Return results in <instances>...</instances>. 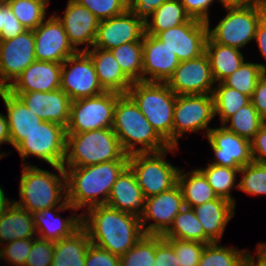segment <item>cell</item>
<instances>
[{"mask_svg":"<svg viewBox=\"0 0 266 266\" xmlns=\"http://www.w3.org/2000/svg\"><path fill=\"white\" fill-rule=\"evenodd\" d=\"M128 166L129 161H109L84 167H63L68 203L84 211L106 204L113 184Z\"/></svg>","mask_w":266,"mask_h":266,"instance_id":"7a4b0ae2","label":"cell"},{"mask_svg":"<svg viewBox=\"0 0 266 266\" xmlns=\"http://www.w3.org/2000/svg\"><path fill=\"white\" fill-rule=\"evenodd\" d=\"M112 129L127 155L170 148L128 94H122L116 101Z\"/></svg>","mask_w":266,"mask_h":266,"instance_id":"3957f363","label":"cell"},{"mask_svg":"<svg viewBox=\"0 0 266 266\" xmlns=\"http://www.w3.org/2000/svg\"><path fill=\"white\" fill-rule=\"evenodd\" d=\"M215 119L214 99L212 94L176 95L173 127L172 147H180L179 139L187 133L205 131V138L211 121Z\"/></svg>","mask_w":266,"mask_h":266,"instance_id":"30bf717a","label":"cell"},{"mask_svg":"<svg viewBox=\"0 0 266 266\" xmlns=\"http://www.w3.org/2000/svg\"><path fill=\"white\" fill-rule=\"evenodd\" d=\"M198 169L205 175L217 197L225 198L236 206V199L232 196V189L236 188L238 190V182L236 181H238L237 175L240 169L210 163L205 168Z\"/></svg>","mask_w":266,"mask_h":266,"instance_id":"e575fe53","label":"cell"},{"mask_svg":"<svg viewBox=\"0 0 266 266\" xmlns=\"http://www.w3.org/2000/svg\"><path fill=\"white\" fill-rule=\"evenodd\" d=\"M32 213L11 202L0 211V247L18 239L36 238Z\"/></svg>","mask_w":266,"mask_h":266,"instance_id":"f1b7e54d","label":"cell"},{"mask_svg":"<svg viewBox=\"0 0 266 266\" xmlns=\"http://www.w3.org/2000/svg\"><path fill=\"white\" fill-rule=\"evenodd\" d=\"M70 210V213L65 219L60 216V212ZM78 210L70 203L65 206H55L33 212V221L37 232V237L43 240L59 241L63 238L70 237L75 231L81 227L82 213H76Z\"/></svg>","mask_w":266,"mask_h":266,"instance_id":"7402d4cb","label":"cell"},{"mask_svg":"<svg viewBox=\"0 0 266 266\" xmlns=\"http://www.w3.org/2000/svg\"><path fill=\"white\" fill-rule=\"evenodd\" d=\"M173 247L178 257L179 266H198L203 250L207 244L198 241L164 238Z\"/></svg>","mask_w":266,"mask_h":266,"instance_id":"ee69618b","label":"cell"},{"mask_svg":"<svg viewBox=\"0 0 266 266\" xmlns=\"http://www.w3.org/2000/svg\"><path fill=\"white\" fill-rule=\"evenodd\" d=\"M226 15L215 27L208 25V37L225 46L242 49L255 38L256 28L266 15L265 6L247 4L243 6H223Z\"/></svg>","mask_w":266,"mask_h":266,"instance_id":"52a82bcc","label":"cell"},{"mask_svg":"<svg viewBox=\"0 0 266 266\" xmlns=\"http://www.w3.org/2000/svg\"><path fill=\"white\" fill-rule=\"evenodd\" d=\"M142 81L167 82L180 64L177 55L154 35L144 34Z\"/></svg>","mask_w":266,"mask_h":266,"instance_id":"44dd1931","label":"cell"},{"mask_svg":"<svg viewBox=\"0 0 266 266\" xmlns=\"http://www.w3.org/2000/svg\"><path fill=\"white\" fill-rule=\"evenodd\" d=\"M184 206L183 193L178 183L169 190L146 198L145 210L140 216L144 234L162 236Z\"/></svg>","mask_w":266,"mask_h":266,"instance_id":"5bb4252c","label":"cell"},{"mask_svg":"<svg viewBox=\"0 0 266 266\" xmlns=\"http://www.w3.org/2000/svg\"><path fill=\"white\" fill-rule=\"evenodd\" d=\"M37 61L63 63L78 51L72 46L63 24L53 13L33 30Z\"/></svg>","mask_w":266,"mask_h":266,"instance_id":"2e32d148","label":"cell"},{"mask_svg":"<svg viewBox=\"0 0 266 266\" xmlns=\"http://www.w3.org/2000/svg\"><path fill=\"white\" fill-rule=\"evenodd\" d=\"M242 50L214 43L209 37L206 42L207 55L215 83L222 82L245 61Z\"/></svg>","mask_w":266,"mask_h":266,"instance_id":"f546056e","label":"cell"},{"mask_svg":"<svg viewBox=\"0 0 266 266\" xmlns=\"http://www.w3.org/2000/svg\"><path fill=\"white\" fill-rule=\"evenodd\" d=\"M60 89L72 101L105 92L99 83L91 57L85 51H78L62 63Z\"/></svg>","mask_w":266,"mask_h":266,"instance_id":"7c38bea8","label":"cell"},{"mask_svg":"<svg viewBox=\"0 0 266 266\" xmlns=\"http://www.w3.org/2000/svg\"><path fill=\"white\" fill-rule=\"evenodd\" d=\"M252 160L266 163V121L251 140Z\"/></svg>","mask_w":266,"mask_h":266,"instance_id":"11a10c76","label":"cell"},{"mask_svg":"<svg viewBox=\"0 0 266 266\" xmlns=\"http://www.w3.org/2000/svg\"><path fill=\"white\" fill-rule=\"evenodd\" d=\"M156 37L165 43L180 61L191 60L205 53L208 25L191 18L188 22L158 33Z\"/></svg>","mask_w":266,"mask_h":266,"instance_id":"9a60e30c","label":"cell"},{"mask_svg":"<svg viewBox=\"0 0 266 266\" xmlns=\"http://www.w3.org/2000/svg\"><path fill=\"white\" fill-rule=\"evenodd\" d=\"M251 102L259 115L266 121V72L259 77Z\"/></svg>","mask_w":266,"mask_h":266,"instance_id":"db71d44e","label":"cell"},{"mask_svg":"<svg viewBox=\"0 0 266 266\" xmlns=\"http://www.w3.org/2000/svg\"><path fill=\"white\" fill-rule=\"evenodd\" d=\"M238 190L252 196L266 195V163H251L241 167Z\"/></svg>","mask_w":266,"mask_h":266,"instance_id":"60d3db41","label":"cell"},{"mask_svg":"<svg viewBox=\"0 0 266 266\" xmlns=\"http://www.w3.org/2000/svg\"><path fill=\"white\" fill-rule=\"evenodd\" d=\"M85 52L91 57L99 83L105 91L128 93L133 81L122 71L110 50L92 47Z\"/></svg>","mask_w":266,"mask_h":266,"instance_id":"83f0119b","label":"cell"},{"mask_svg":"<svg viewBox=\"0 0 266 266\" xmlns=\"http://www.w3.org/2000/svg\"><path fill=\"white\" fill-rule=\"evenodd\" d=\"M235 204L221 197L192 207L204 229V243L221 242L229 221L235 217Z\"/></svg>","mask_w":266,"mask_h":266,"instance_id":"d4e9b609","label":"cell"},{"mask_svg":"<svg viewBox=\"0 0 266 266\" xmlns=\"http://www.w3.org/2000/svg\"><path fill=\"white\" fill-rule=\"evenodd\" d=\"M10 144V134H9V127L7 116L0 113V144Z\"/></svg>","mask_w":266,"mask_h":266,"instance_id":"680465c9","label":"cell"},{"mask_svg":"<svg viewBox=\"0 0 266 266\" xmlns=\"http://www.w3.org/2000/svg\"><path fill=\"white\" fill-rule=\"evenodd\" d=\"M254 40L257 43V47L260 50L261 55L263 56L264 60H266V15L260 20L255 33ZM261 70L266 72V65L265 63H258Z\"/></svg>","mask_w":266,"mask_h":266,"instance_id":"9f6ffc18","label":"cell"},{"mask_svg":"<svg viewBox=\"0 0 266 266\" xmlns=\"http://www.w3.org/2000/svg\"><path fill=\"white\" fill-rule=\"evenodd\" d=\"M191 17L186 13L180 0L163 3L145 21V33L156 36L158 33L188 22Z\"/></svg>","mask_w":266,"mask_h":266,"instance_id":"d6a6232c","label":"cell"},{"mask_svg":"<svg viewBox=\"0 0 266 266\" xmlns=\"http://www.w3.org/2000/svg\"><path fill=\"white\" fill-rule=\"evenodd\" d=\"M15 17L27 29L34 30L47 15L49 4L44 0H6Z\"/></svg>","mask_w":266,"mask_h":266,"instance_id":"ab89813d","label":"cell"},{"mask_svg":"<svg viewBox=\"0 0 266 266\" xmlns=\"http://www.w3.org/2000/svg\"><path fill=\"white\" fill-rule=\"evenodd\" d=\"M212 242L205 246L198 266H241L249 257V249L222 246Z\"/></svg>","mask_w":266,"mask_h":266,"instance_id":"d590c367","label":"cell"},{"mask_svg":"<svg viewBox=\"0 0 266 266\" xmlns=\"http://www.w3.org/2000/svg\"><path fill=\"white\" fill-rule=\"evenodd\" d=\"M256 255L253 256L250 252V259L257 265V266H266V242H258L256 250ZM256 258V259H255Z\"/></svg>","mask_w":266,"mask_h":266,"instance_id":"6f0895ef","label":"cell"},{"mask_svg":"<svg viewBox=\"0 0 266 266\" xmlns=\"http://www.w3.org/2000/svg\"><path fill=\"white\" fill-rule=\"evenodd\" d=\"M0 97L7 111L10 144L15 148L43 120L7 89H0Z\"/></svg>","mask_w":266,"mask_h":266,"instance_id":"484cf974","label":"cell"},{"mask_svg":"<svg viewBox=\"0 0 266 266\" xmlns=\"http://www.w3.org/2000/svg\"><path fill=\"white\" fill-rule=\"evenodd\" d=\"M81 219V226L87 231L91 243L119 257L144 235L139 216L107 204L82 211Z\"/></svg>","mask_w":266,"mask_h":266,"instance_id":"6da1fadb","label":"cell"},{"mask_svg":"<svg viewBox=\"0 0 266 266\" xmlns=\"http://www.w3.org/2000/svg\"><path fill=\"white\" fill-rule=\"evenodd\" d=\"M214 99V115L219 116L221 125L241 107L251 102V97L234 88L216 83L212 93Z\"/></svg>","mask_w":266,"mask_h":266,"instance_id":"836d02e7","label":"cell"},{"mask_svg":"<svg viewBox=\"0 0 266 266\" xmlns=\"http://www.w3.org/2000/svg\"><path fill=\"white\" fill-rule=\"evenodd\" d=\"M176 95L212 94L215 81L207 55L180 61L166 82Z\"/></svg>","mask_w":266,"mask_h":266,"instance_id":"e0dca14e","label":"cell"},{"mask_svg":"<svg viewBox=\"0 0 266 266\" xmlns=\"http://www.w3.org/2000/svg\"><path fill=\"white\" fill-rule=\"evenodd\" d=\"M186 13L193 19L210 23V6L218 0H180Z\"/></svg>","mask_w":266,"mask_h":266,"instance_id":"816d5d0a","label":"cell"},{"mask_svg":"<svg viewBox=\"0 0 266 266\" xmlns=\"http://www.w3.org/2000/svg\"><path fill=\"white\" fill-rule=\"evenodd\" d=\"M223 6H242V0H218Z\"/></svg>","mask_w":266,"mask_h":266,"instance_id":"94428289","label":"cell"},{"mask_svg":"<svg viewBox=\"0 0 266 266\" xmlns=\"http://www.w3.org/2000/svg\"><path fill=\"white\" fill-rule=\"evenodd\" d=\"M35 60L33 30L0 41V89H7Z\"/></svg>","mask_w":266,"mask_h":266,"instance_id":"4fadbf2b","label":"cell"},{"mask_svg":"<svg viewBox=\"0 0 266 266\" xmlns=\"http://www.w3.org/2000/svg\"><path fill=\"white\" fill-rule=\"evenodd\" d=\"M122 71L133 81H142L143 43L142 41L124 43L110 50Z\"/></svg>","mask_w":266,"mask_h":266,"instance_id":"f35d334b","label":"cell"},{"mask_svg":"<svg viewBox=\"0 0 266 266\" xmlns=\"http://www.w3.org/2000/svg\"><path fill=\"white\" fill-rule=\"evenodd\" d=\"M63 16L55 15L63 24L70 43L77 51H87L93 47L100 20L85 6L75 0H68ZM86 45L79 48V45Z\"/></svg>","mask_w":266,"mask_h":266,"instance_id":"ffe728a7","label":"cell"},{"mask_svg":"<svg viewBox=\"0 0 266 266\" xmlns=\"http://www.w3.org/2000/svg\"><path fill=\"white\" fill-rule=\"evenodd\" d=\"M90 10L100 21L122 14L129 8V0H75Z\"/></svg>","mask_w":266,"mask_h":266,"instance_id":"f6af8a7d","label":"cell"},{"mask_svg":"<svg viewBox=\"0 0 266 266\" xmlns=\"http://www.w3.org/2000/svg\"><path fill=\"white\" fill-rule=\"evenodd\" d=\"M51 167L58 173L37 165L22 166L18 193L20 199H12V202L30 213L65 206L68 203L65 169L62 166Z\"/></svg>","mask_w":266,"mask_h":266,"instance_id":"277c9868","label":"cell"},{"mask_svg":"<svg viewBox=\"0 0 266 266\" xmlns=\"http://www.w3.org/2000/svg\"><path fill=\"white\" fill-rule=\"evenodd\" d=\"M172 245L161 235H155V264L153 266H179Z\"/></svg>","mask_w":266,"mask_h":266,"instance_id":"f907efd6","label":"cell"},{"mask_svg":"<svg viewBox=\"0 0 266 266\" xmlns=\"http://www.w3.org/2000/svg\"><path fill=\"white\" fill-rule=\"evenodd\" d=\"M12 94L18 96L43 121L54 122L67 127L72 100L62 89L49 92L32 91Z\"/></svg>","mask_w":266,"mask_h":266,"instance_id":"603a6c76","label":"cell"},{"mask_svg":"<svg viewBox=\"0 0 266 266\" xmlns=\"http://www.w3.org/2000/svg\"><path fill=\"white\" fill-rule=\"evenodd\" d=\"M263 73L257 63L244 61L240 68L225 78L222 83L252 97L257 81Z\"/></svg>","mask_w":266,"mask_h":266,"instance_id":"b9f144b4","label":"cell"},{"mask_svg":"<svg viewBox=\"0 0 266 266\" xmlns=\"http://www.w3.org/2000/svg\"><path fill=\"white\" fill-rule=\"evenodd\" d=\"M168 0H129V9L144 22Z\"/></svg>","mask_w":266,"mask_h":266,"instance_id":"f5cc1de1","label":"cell"},{"mask_svg":"<svg viewBox=\"0 0 266 266\" xmlns=\"http://www.w3.org/2000/svg\"><path fill=\"white\" fill-rule=\"evenodd\" d=\"M162 237L204 243V229L193 209L184 206Z\"/></svg>","mask_w":266,"mask_h":266,"instance_id":"8d00e7d4","label":"cell"},{"mask_svg":"<svg viewBox=\"0 0 266 266\" xmlns=\"http://www.w3.org/2000/svg\"><path fill=\"white\" fill-rule=\"evenodd\" d=\"M26 30L9 5L6 2H0V41L15 38Z\"/></svg>","mask_w":266,"mask_h":266,"instance_id":"c3c4849f","label":"cell"},{"mask_svg":"<svg viewBox=\"0 0 266 266\" xmlns=\"http://www.w3.org/2000/svg\"><path fill=\"white\" fill-rule=\"evenodd\" d=\"M62 63L35 60L7 88L11 93L60 89Z\"/></svg>","mask_w":266,"mask_h":266,"instance_id":"cb8c5ba5","label":"cell"},{"mask_svg":"<svg viewBox=\"0 0 266 266\" xmlns=\"http://www.w3.org/2000/svg\"><path fill=\"white\" fill-rule=\"evenodd\" d=\"M247 4H258L266 6V0H242V6Z\"/></svg>","mask_w":266,"mask_h":266,"instance_id":"6125c7cd","label":"cell"},{"mask_svg":"<svg viewBox=\"0 0 266 266\" xmlns=\"http://www.w3.org/2000/svg\"><path fill=\"white\" fill-rule=\"evenodd\" d=\"M145 22L128 8L122 14L100 21L93 47L111 50L124 43L142 41Z\"/></svg>","mask_w":266,"mask_h":266,"instance_id":"d6986e66","label":"cell"},{"mask_svg":"<svg viewBox=\"0 0 266 266\" xmlns=\"http://www.w3.org/2000/svg\"><path fill=\"white\" fill-rule=\"evenodd\" d=\"M157 133L172 147L176 94L166 82H133L127 93Z\"/></svg>","mask_w":266,"mask_h":266,"instance_id":"8992f818","label":"cell"},{"mask_svg":"<svg viewBox=\"0 0 266 266\" xmlns=\"http://www.w3.org/2000/svg\"><path fill=\"white\" fill-rule=\"evenodd\" d=\"M178 184L182 190L186 207L199 206L217 198L207 178L198 168L190 172L180 168Z\"/></svg>","mask_w":266,"mask_h":266,"instance_id":"1f68e13d","label":"cell"},{"mask_svg":"<svg viewBox=\"0 0 266 266\" xmlns=\"http://www.w3.org/2000/svg\"><path fill=\"white\" fill-rule=\"evenodd\" d=\"M55 242L36 237L25 266H51L54 257Z\"/></svg>","mask_w":266,"mask_h":266,"instance_id":"7dc6e473","label":"cell"},{"mask_svg":"<svg viewBox=\"0 0 266 266\" xmlns=\"http://www.w3.org/2000/svg\"><path fill=\"white\" fill-rule=\"evenodd\" d=\"M0 147H1V144H0ZM6 154H7V151H5L4 153L0 152V159L6 157L7 156Z\"/></svg>","mask_w":266,"mask_h":266,"instance_id":"e7e4bbea","label":"cell"},{"mask_svg":"<svg viewBox=\"0 0 266 266\" xmlns=\"http://www.w3.org/2000/svg\"><path fill=\"white\" fill-rule=\"evenodd\" d=\"M35 238L18 239L4 244L0 247V262L11 266H25V261L31 251L32 243Z\"/></svg>","mask_w":266,"mask_h":266,"instance_id":"bcb514c9","label":"cell"},{"mask_svg":"<svg viewBox=\"0 0 266 266\" xmlns=\"http://www.w3.org/2000/svg\"><path fill=\"white\" fill-rule=\"evenodd\" d=\"M122 94L105 91L102 94L71 102L67 133H83L112 128L114 108Z\"/></svg>","mask_w":266,"mask_h":266,"instance_id":"8fae6325","label":"cell"},{"mask_svg":"<svg viewBox=\"0 0 266 266\" xmlns=\"http://www.w3.org/2000/svg\"><path fill=\"white\" fill-rule=\"evenodd\" d=\"M207 134L209 145L214 153L210 164L240 169L251 163V141L227 130L224 126L214 124Z\"/></svg>","mask_w":266,"mask_h":266,"instance_id":"ac0fdd59","label":"cell"},{"mask_svg":"<svg viewBox=\"0 0 266 266\" xmlns=\"http://www.w3.org/2000/svg\"><path fill=\"white\" fill-rule=\"evenodd\" d=\"M66 127L49 121H42L15 147L22 159V166L33 165L26 162L34 156L50 166H63L66 156Z\"/></svg>","mask_w":266,"mask_h":266,"instance_id":"9c48e42d","label":"cell"},{"mask_svg":"<svg viewBox=\"0 0 266 266\" xmlns=\"http://www.w3.org/2000/svg\"><path fill=\"white\" fill-rule=\"evenodd\" d=\"M241 266H257L250 258H248Z\"/></svg>","mask_w":266,"mask_h":266,"instance_id":"be15d7a7","label":"cell"},{"mask_svg":"<svg viewBox=\"0 0 266 266\" xmlns=\"http://www.w3.org/2000/svg\"><path fill=\"white\" fill-rule=\"evenodd\" d=\"M178 147H170L155 153H134L129 155V168L134 172L137 183L146 198L158 195L178 183L181 167L174 166L166 154L176 153Z\"/></svg>","mask_w":266,"mask_h":266,"instance_id":"ba28073f","label":"cell"},{"mask_svg":"<svg viewBox=\"0 0 266 266\" xmlns=\"http://www.w3.org/2000/svg\"><path fill=\"white\" fill-rule=\"evenodd\" d=\"M3 190V184L2 186L0 184V211H3L12 202V199L5 196L6 193Z\"/></svg>","mask_w":266,"mask_h":266,"instance_id":"91938a15","label":"cell"},{"mask_svg":"<svg viewBox=\"0 0 266 266\" xmlns=\"http://www.w3.org/2000/svg\"><path fill=\"white\" fill-rule=\"evenodd\" d=\"M109 161H129L112 128L67 133L62 167H84Z\"/></svg>","mask_w":266,"mask_h":266,"instance_id":"5b68a950","label":"cell"},{"mask_svg":"<svg viewBox=\"0 0 266 266\" xmlns=\"http://www.w3.org/2000/svg\"><path fill=\"white\" fill-rule=\"evenodd\" d=\"M85 266H120V257L91 243L87 250Z\"/></svg>","mask_w":266,"mask_h":266,"instance_id":"681fc988","label":"cell"},{"mask_svg":"<svg viewBox=\"0 0 266 266\" xmlns=\"http://www.w3.org/2000/svg\"><path fill=\"white\" fill-rule=\"evenodd\" d=\"M90 244L89 235L81 226L70 237L55 242L51 266H85Z\"/></svg>","mask_w":266,"mask_h":266,"instance_id":"4dcf8cb0","label":"cell"},{"mask_svg":"<svg viewBox=\"0 0 266 266\" xmlns=\"http://www.w3.org/2000/svg\"><path fill=\"white\" fill-rule=\"evenodd\" d=\"M106 204L139 217L143 214L146 197L137 183L134 172L129 167L120 174L113 184Z\"/></svg>","mask_w":266,"mask_h":266,"instance_id":"4316f807","label":"cell"},{"mask_svg":"<svg viewBox=\"0 0 266 266\" xmlns=\"http://www.w3.org/2000/svg\"><path fill=\"white\" fill-rule=\"evenodd\" d=\"M265 120L259 115L252 102L241 107L223 124L227 130L251 141Z\"/></svg>","mask_w":266,"mask_h":266,"instance_id":"74e56055","label":"cell"},{"mask_svg":"<svg viewBox=\"0 0 266 266\" xmlns=\"http://www.w3.org/2000/svg\"><path fill=\"white\" fill-rule=\"evenodd\" d=\"M155 264V235L144 234L124 255L120 266H153Z\"/></svg>","mask_w":266,"mask_h":266,"instance_id":"7bdbcfd3","label":"cell"}]
</instances>
